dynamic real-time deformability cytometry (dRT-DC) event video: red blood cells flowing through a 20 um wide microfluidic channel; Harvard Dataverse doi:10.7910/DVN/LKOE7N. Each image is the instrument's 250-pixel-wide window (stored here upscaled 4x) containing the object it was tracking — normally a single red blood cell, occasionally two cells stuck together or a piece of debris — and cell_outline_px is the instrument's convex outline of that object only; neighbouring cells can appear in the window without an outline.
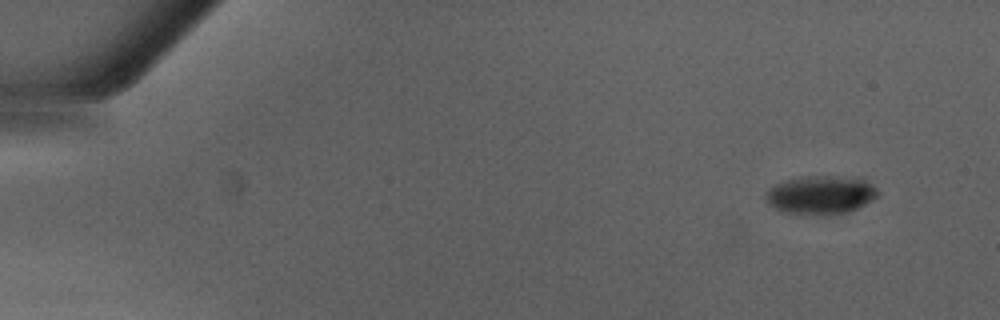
{"species": "Egyptian fruit bat (a non-hibernating species)", "species_latin": "Rousettus aegyptiacus", "temperature_condition": "warm", "stored_images_in_passage": 46, "camera_frame_rate_fps": 3000, "um_per_image_px": 0.085, "animal": {"sex": "male"}, "frame": {"image": 1, "passage_image": 1, "time_ms": 0.0, "image_size_px": [1000, 320], "cell_outline_px": [[880, 192], [872, 200], [848, 212], [828, 216], [816, 216], [788, 212], [776, 208], [768, 204], [764, 200], [764, 192], [776, 184], [788, 180], [808, 176], [860, 176], [872, 184]], "centroid_in_image_um": [69.79, 16.57], "position_along_channel_um": 15.2, "area_um2": 25.55}}
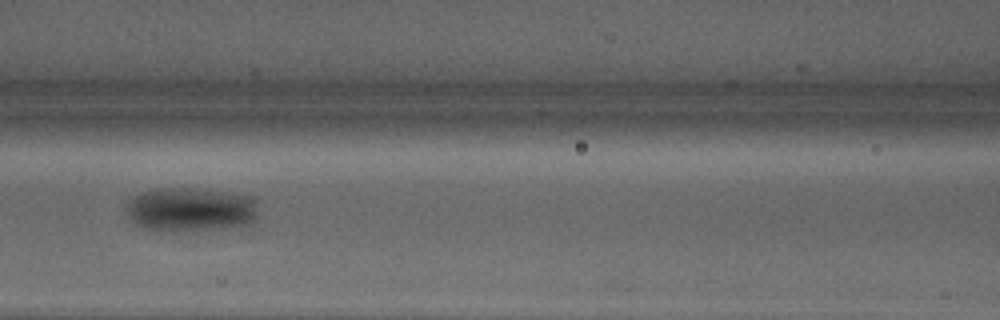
{"frame": {"image": 2, "passage_image": 20, "time_ms": 6.333, "image_size_px": [1000, 320], "cell_outline_px": [[256, 216], [248, 224], [204, 228], [148, 228], [140, 224], [128, 212], [128, 204], [132, 196], [156, 188], [204, 188], [252, 196], [256, 200]], "centroid_in_image_um": [16.27, 17.71], "position_along_channel_um": 150.3, "area_um2": 32.19}}
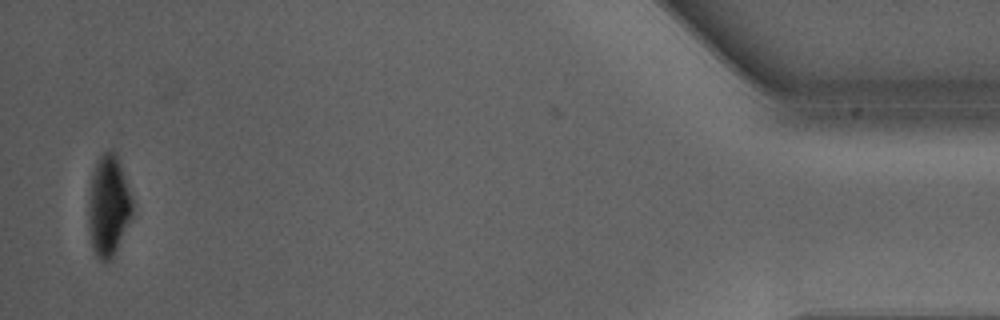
{"frame": {"image": 3, "passage_image": 45, "time_ms": 14.667, "image_size_px": [1000, 320], "cell_outline_px": [[132, 216], [112, 260], [108, 264], [104, 264], [92, 252], [88, 224], [88, 196], [92, 172], [100, 156], [108, 148], [112, 148], [116, 152], [132, 200]], "centroid_in_image_um": [9.19, 17.55], "position_along_channel_um": 426.0, "area_um2": 26.3}, "authors_computed_cell_mechanics": {"area_um2": 29.1601, "velocity_mm_per_s": 4.2976, "shape_relaxation_time_tau1_ms": 8.0837, "shape_relaxation_time_tau2_ms": null, "deformation_change_tau1": 0.2114, "deformation_change_tau2": null}}